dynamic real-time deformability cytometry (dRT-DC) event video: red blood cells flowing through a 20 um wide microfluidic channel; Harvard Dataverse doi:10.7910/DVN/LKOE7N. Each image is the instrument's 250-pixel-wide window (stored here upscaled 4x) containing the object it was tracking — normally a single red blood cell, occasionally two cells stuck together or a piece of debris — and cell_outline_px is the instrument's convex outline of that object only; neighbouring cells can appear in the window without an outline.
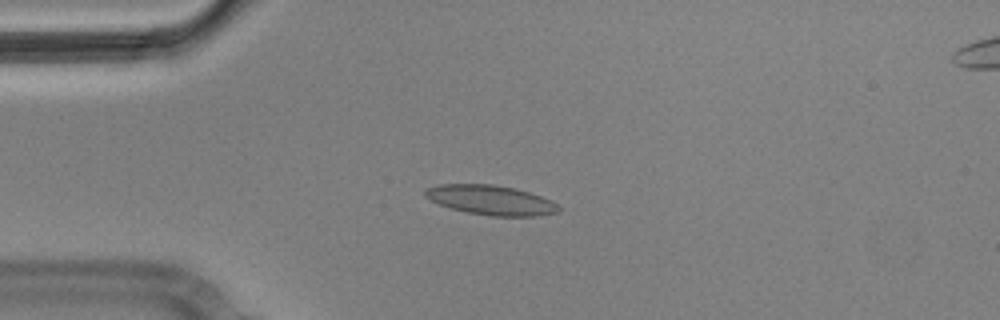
{"species": "Egyptian fruit bat (a non-hibernating species)", "species_latin": "Rousettus aegyptiacus", "temperature_condition": "cold", "stored_images_in_passage": 10, "camera_frame_rate_fps": 3000, "um_per_image_px": 0.085, "animal": {"sex": "male"}, "frame": {"image": 1, "passage_image": 4, "time_ms": 1.0, "image_size_px": [1000, 320], "cell_outline_px": [[560, 212], [536, 216], [492, 216], [468, 212], [452, 208], [440, 204], [424, 196], [424, 192], [428, 188], [440, 184], [492, 184], [516, 188], [552, 200], [560, 208]], "centroid_in_image_um": [41.76, 17.0], "position_along_channel_um": 43.2, "area_um2": 22.89}}
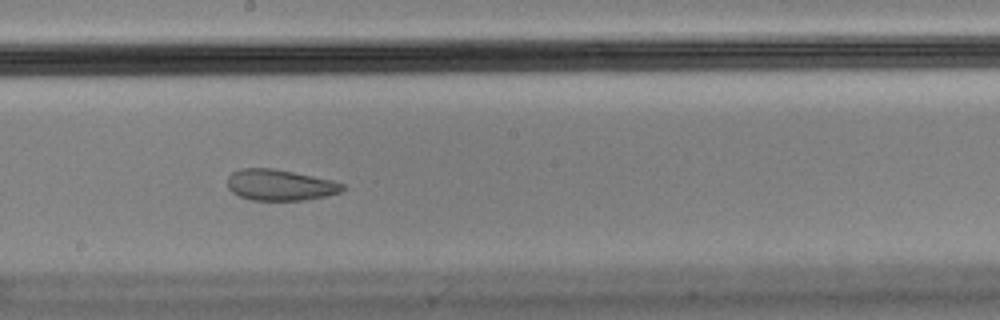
{"frame": {"image": 2, "passage_image": 9, "time_ms": 2.667, "image_size_px": [1000, 320], "cell_outline_px": [[344, 188], [340, 192], [324, 196], [300, 200], [252, 200], [240, 196], [232, 192], [228, 188], [228, 176], [232, 172], [240, 168], [272, 168], [332, 180], [344, 184]], "centroid_in_image_um": [23.76, 15.72], "position_along_channel_um": 224.4, "area_um2": 20.58}}